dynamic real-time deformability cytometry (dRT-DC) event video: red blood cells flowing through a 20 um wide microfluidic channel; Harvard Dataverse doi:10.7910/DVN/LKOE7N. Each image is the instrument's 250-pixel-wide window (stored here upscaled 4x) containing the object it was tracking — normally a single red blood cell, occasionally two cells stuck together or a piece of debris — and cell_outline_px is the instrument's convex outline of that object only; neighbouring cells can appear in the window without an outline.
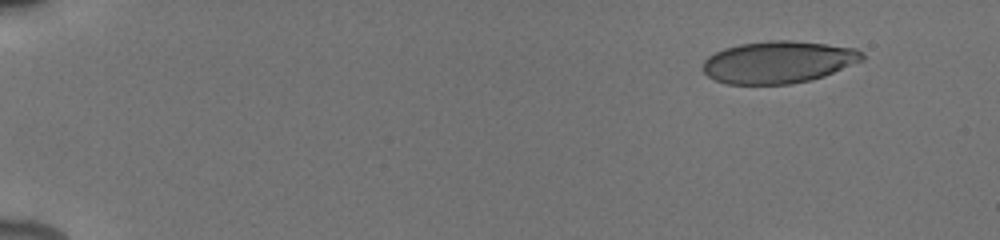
{"species": "human", "species_latin": "Homo sapiens", "temperature_condition": "cold", "stored_images_in_passage": 16, "camera_frame_rate_fps": 3000, "um_per_image_px": 0.085, "donor": {"sex": "male"}, "frame": {"image": 1, "passage_image": 1, "time_ms": 0.0, "image_size_px": [1000, 240], "cell_outline_px": [[864, 60], [824, 76], [812, 80], [792, 84], [728, 84], [716, 80], [708, 76], [700, 68], [704, 60], [708, 56], [724, 48], [740, 44], [768, 40], [792, 40], [856, 48], [864, 52]], "centroid_in_image_um": [66.16, 5.28], "position_along_channel_um": 18.8, "area_um2": 39.36}}